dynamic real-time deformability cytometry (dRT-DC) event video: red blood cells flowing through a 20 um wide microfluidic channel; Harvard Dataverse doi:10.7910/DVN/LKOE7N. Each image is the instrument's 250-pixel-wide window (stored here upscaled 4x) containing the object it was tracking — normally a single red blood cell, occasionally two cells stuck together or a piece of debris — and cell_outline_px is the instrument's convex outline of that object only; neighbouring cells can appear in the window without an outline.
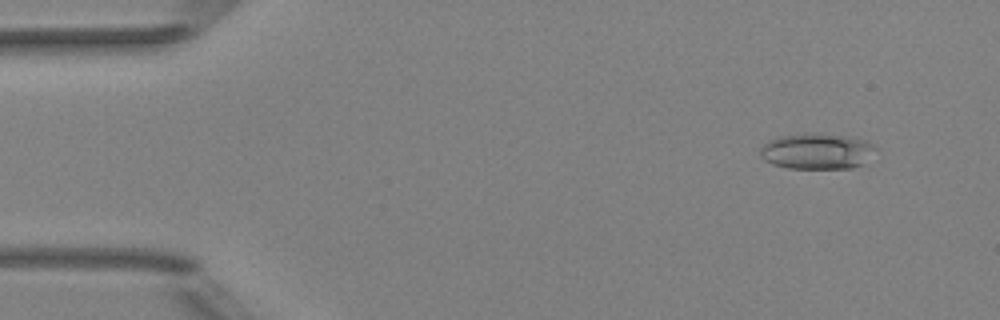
{"species": "Egyptian fruit bat (a non-hibernating species)", "species_latin": "Rousettus aegyptiacus", "temperature_condition": "room temperature", "stored_images_in_passage": 51, "camera_frame_rate_fps": 3000, "um_per_image_px": 0.085, "animal": {"sex": "female"}, "frame": {"image": 1, "passage_image": 5, "time_ms": 1.333, "image_size_px": [1000, 320], "cell_outline_px": [[880, 148], [864, 164], [852, 168], [788, 168], [772, 164], [764, 160], [760, 156], [760, 148], [764, 144], [776, 136], [804, 132], [816, 132], [848, 136], [868, 140]], "centroid_in_image_um": [69.49, 12.83], "position_along_channel_um": 15.5, "area_um2": 24.91}}
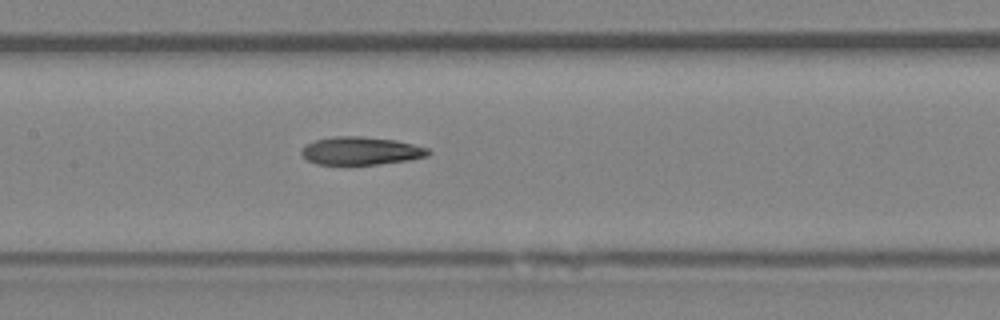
{"frame": {"image": 2, "passage_image": 25, "time_ms": 8.0, "image_size_px": [1000, 320], "cell_outline_px": [[432, 152], [428, 156], [408, 160], [380, 164], [316, 164], [308, 160], [300, 152], [308, 144], [316, 140], [332, 136], [360, 136], [396, 140], [428, 148]], "centroid_in_image_um": [30.72, 12.82], "position_along_channel_um": 176.7, "area_um2": 20.52}}
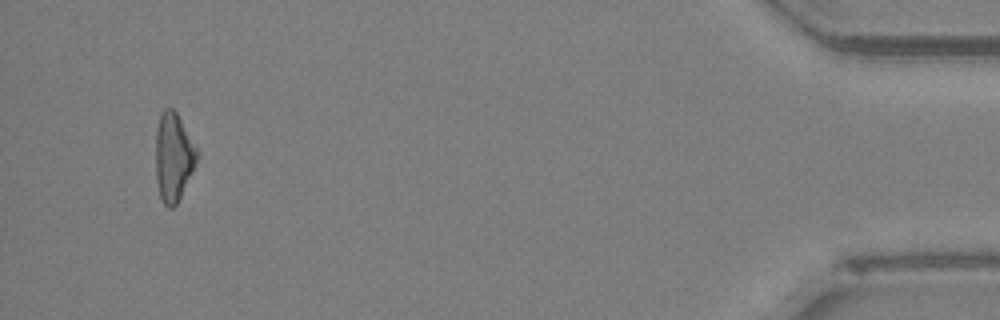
{"frame": {"image": 3, "passage_image": 49, "time_ms": 16.0, "image_size_px": [1000, 320], "cell_outline_px": [[200, 152], [196, 164], [176, 204], [172, 208], [168, 208], [164, 204], [160, 196], [156, 180], [156, 128], [160, 112], [164, 108], [172, 108], [176, 112]], "centroid_in_image_um": [14.74, 13.31], "position_along_channel_um": 420.5, "area_um2": 21.33}, "authors_computed_cell_mechanics": {"area_um2": 21.3282, "velocity_mm_per_s": 4.0477, "shape_relaxation_time_tau1_ms": null, "shape_relaxation_time_tau2_ms": 5.7156, "deformation_change_tau1": null, "deformation_change_tau2": 0.1733}}